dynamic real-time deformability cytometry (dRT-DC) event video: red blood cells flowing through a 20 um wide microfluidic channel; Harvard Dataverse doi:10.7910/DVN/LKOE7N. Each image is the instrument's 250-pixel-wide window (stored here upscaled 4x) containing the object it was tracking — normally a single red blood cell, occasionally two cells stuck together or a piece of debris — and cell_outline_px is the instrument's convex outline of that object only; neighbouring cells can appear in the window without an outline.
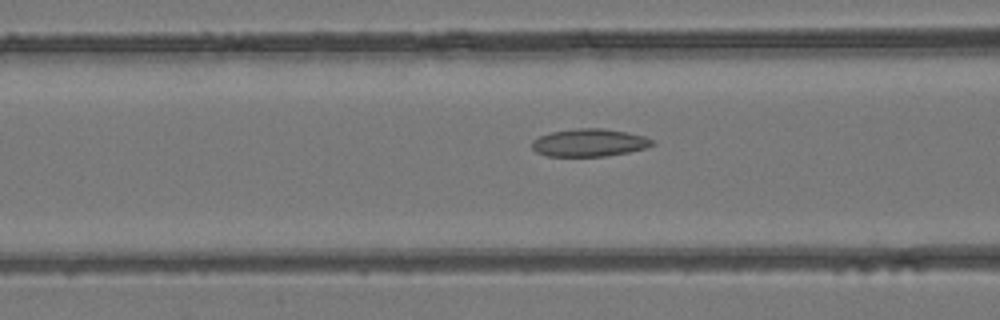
{"species": "common noctule bat (a hibernating species)", "species_latin": "Nyctalus noctula", "temperature_condition": "room temperature", "stored_images_in_passage": 36, "camera_frame_rate_fps": 3000, "um_per_image_px": 0.085, "animal": {"sex": "female", "body_mass_g": 24.6, "forearm_length_mm": 56.2}, "frame": {"image": 1, "passage_image": 16, "time_ms": 5.0, "image_size_px": [1000, 320], "cell_outline_px": [[656, 144], [644, 148], [628, 152], [604, 156], [548, 156], [536, 152], [532, 148], [532, 140], [540, 136], [552, 132], [576, 128], [604, 128], [628, 132], [644, 136], [656, 140]], "centroid_in_image_um": [50.12, 12.12], "position_along_channel_um": 116.5, "area_um2": 19.48}}
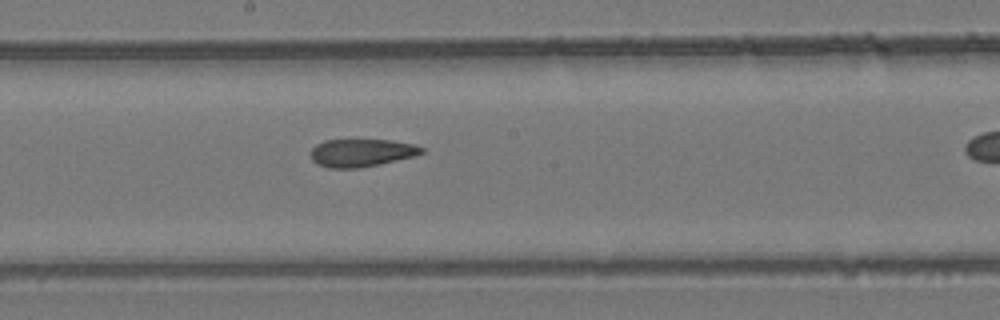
{"frame": {"image": 2, "passage_image": 23, "time_ms": 7.333, "image_size_px": [1000, 320], "cell_outline_px": [[424, 152], [416, 156], [380, 164], [360, 168], [328, 168], [316, 164], [312, 160], [308, 152], [316, 144], [324, 140], [392, 140], [416, 144], [424, 148]], "centroid_in_image_um": [30.72, 12.99], "position_along_channel_um": 217.5, "area_um2": 18.32}}
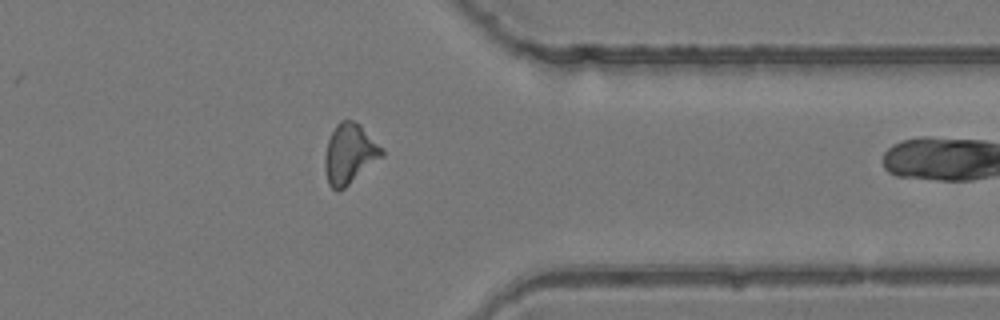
{"frame": {"image": 3, "passage_image": 35, "time_ms": 11.333, "image_size_px": [1000, 320], "cell_outline_px": [[384, 156], [344, 188], [336, 192], [328, 184], [324, 168], [324, 156], [328, 140], [336, 124], [340, 120], [352, 120], [360, 124], [384, 152]], "centroid_in_image_um": [29.68, 13.09], "position_along_channel_um": 381.7, "area_um2": 19.83}}